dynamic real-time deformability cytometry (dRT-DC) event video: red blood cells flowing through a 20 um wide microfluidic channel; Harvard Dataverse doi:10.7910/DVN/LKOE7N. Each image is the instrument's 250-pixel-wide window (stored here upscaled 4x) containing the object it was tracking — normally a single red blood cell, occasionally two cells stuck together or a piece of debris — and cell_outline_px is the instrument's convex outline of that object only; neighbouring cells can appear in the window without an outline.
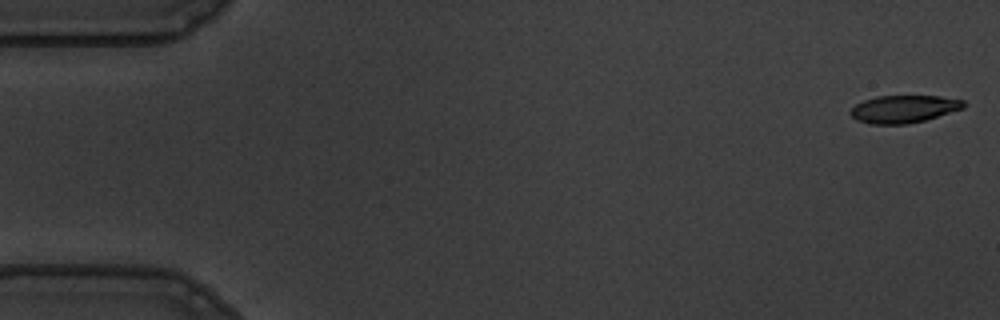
{"species": "common noctule bat (a hibernating species)", "species_latin": "Nyctalus noctula", "temperature_condition": "warm", "stored_images_in_passage": 56, "camera_frame_rate_fps": 3000, "um_per_image_px": 0.085, "animal": {"sex": "male", "body_mass_g": 19.5, "forearm_length_mm": 54.6}, "frame": {"image": 1, "passage_image": 1, "time_ms": 0.0, "image_size_px": [1000, 320], "cell_outline_px": [[964, 108], [924, 120], [908, 124], [868, 124], [856, 120], [848, 112], [856, 104], [864, 100], [876, 96], [940, 96], [964, 100]], "centroid_in_image_um": [76.79, 9.27], "position_along_channel_um": 8.2, "area_um2": 18.15}}
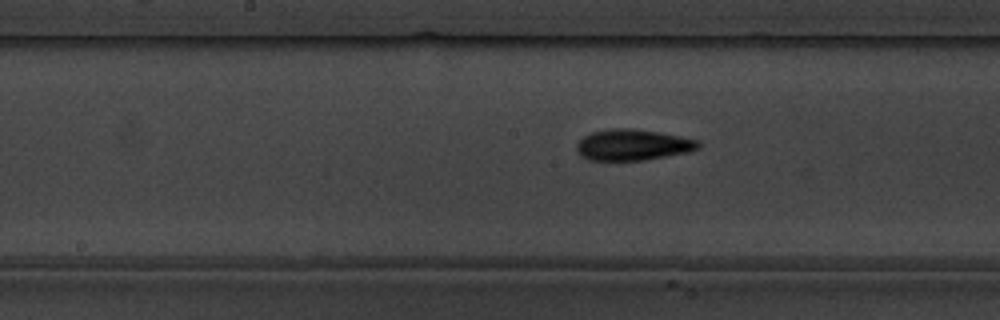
{"frame": {"image": 2, "passage_image": 28, "time_ms": 9.0, "image_size_px": [1000, 320], "cell_outline_px": [[700, 148], [688, 152], [644, 160], [588, 160], [580, 156], [576, 148], [576, 144], [584, 136], [592, 132], [612, 128], [628, 128], [660, 132], [700, 140]], "centroid_in_image_um": [53.79, 12.31], "position_along_channel_um": 194.4, "area_um2": 22.08}}
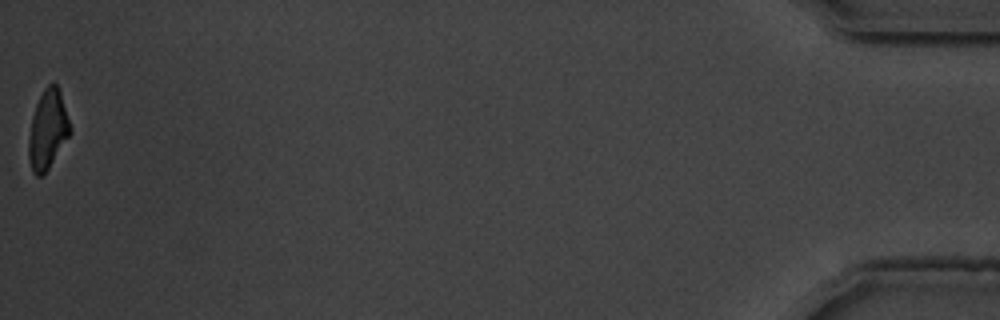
{"frame": {"image": 3, "passage_image": 56, "time_ms": 18.333, "image_size_px": [1000, 320], "cell_outline_px": [[72, 132], [48, 168], [40, 176], [36, 176], [32, 172], [28, 156], [28, 140], [32, 116], [36, 104], [44, 88], [52, 80], [60, 88], [72, 128]], "centroid_in_image_um": [4.07, 10.96], "position_along_channel_um": 431.1, "area_um2": 19.31}, "authors_computed_cell_mechanics": {"area_um2": 20.3745, "velocity_mm_per_s": 3.5972, "shape_relaxation_time_tau1_ms": 3.6034, "shape_relaxation_time_tau2_ms": 2.9532, "deformation_change_tau1": 0.1579, "deformation_change_tau2": 0.1049}}